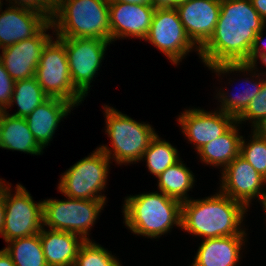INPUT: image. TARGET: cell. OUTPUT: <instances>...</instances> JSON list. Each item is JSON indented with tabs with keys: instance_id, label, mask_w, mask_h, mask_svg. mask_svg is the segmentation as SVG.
<instances>
[{
	"instance_id": "1",
	"label": "cell",
	"mask_w": 266,
	"mask_h": 266,
	"mask_svg": "<svg viewBox=\"0 0 266 266\" xmlns=\"http://www.w3.org/2000/svg\"><path fill=\"white\" fill-rule=\"evenodd\" d=\"M265 24L251 0H221L214 33L199 49V57L207 67L225 63L250 64L254 39Z\"/></svg>"
},
{
	"instance_id": "2",
	"label": "cell",
	"mask_w": 266,
	"mask_h": 266,
	"mask_svg": "<svg viewBox=\"0 0 266 266\" xmlns=\"http://www.w3.org/2000/svg\"><path fill=\"white\" fill-rule=\"evenodd\" d=\"M247 211L241 202L219 190L205 199L182 202L180 228L203 239L247 235L245 228H241Z\"/></svg>"
},
{
	"instance_id": "3",
	"label": "cell",
	"mask_w": 266,
	"mask_h": 266,
	"mask_svg": "<svg viewBox=\"0 0 266 266\" xmlns=\"http://www.w3.org/2000/svg\"><path fill=\"white\" fill-rule=\"evenodd\" d=\"M156 192L125 197L122 208L124 223L138 236L156 239L168 233L174 225L181 227L182 203Z\"/></svg>"
},
{
	"instance_id": "4",
	"label": "cell",
	"mask_w": 266,
	"mask_h": 266,
	"mask_svg": "<svg viewBox=\"0 0 266 266\" xmlns=\"http://www.w3.org/2000/svg\"><path fill=\"white\" fill-rule=\"evenodd\" d=\"M50 22L57 37L97 38L111 42L108 0H57Z\"/></svg>"
},
{
	"instance_id": "5",
	"label": "cell",
	"mask_w": 266,
	"mask_h": 266,
	"mask_svg": "<svg viewBox=\"0 0 266 266\" xmlns=\"http://www.w3.org/2000/svg\"><path fill=\"white\" fill-rule=\"evenodd\" d=\"M105 109L106 134L111 138V148L98 147L109 159L120 165L141 161L144 151L156 132L150 124L137 122L113 107ZM112 149V150H111Z\"/></svg>"
},
{
	"instance_id": "6",
	"label": "cell",
	"mask_w": 266,
	"mask_h": 266,
	"mask_svg": "<svg viewBox=\"0 0 266 266\" xmlns=\"http://www.w3.org/2000/svg\"><path fill=\"white\" fill-rule=\"evenodd\" d=\"M110 161L102 150L96 148L91 155L62 173L58 190L69 198L106 200L101 191L106 188Z\"/></svg>"
},
{
	"instance_id": "7",
	"label": "cell",
	"mask_w": 266,
	"mask_h": 266,
	"mask_svg": "<svg viewBox=\"0 0 266 266\" xmlns=\"http://www.w3.org/2000/svg\"><path fill=\"white\" fill-rule=\"evenodd\" d=\"M67 200H43V226L81 236L85 241L106 200H83L66 197ZM91 227V228H90Z\"/></svg>"
},
{
	"instance_id": "8",
	"label": "cell",
	"mask_w": 266,
	"mask_h": 266,
	"mask_svg": "<svg viewBox=\"0 0 266 266\" xmlns=\"http://www.w3.org/2000/svg\"><path fill=\"white\" fill-rule=\"evenodd\" d=\"M43 48L35 77L49 98H59L75 106L85 99L72 84L64 43L56 36Z\"/></svg>"
},
{
	"instance_id": "9",
	"label": "cell",
	"mask_w": 266,
	"mask_h": 266,
	"mask_svg": "<svg viewBox=\"0 0 266 266\" xmlns=\"http://www.w3.org/2000/svg\"><path fill=\"white\" fill-rule=\"evenodd\" d=\"M11 184L5 188L4 227L1 237L5 242L28 237L43 227V201L34 202L31 194L21 184H17L15 194H11Z\"/></svg>"
},
{
	"instance_id": "10",
	"label": "cell",
	"mask_w": 266,
	"mask_h": 266,
	"mask_svg": "<svg viewBox=\"0 0 266 266\" xmlns=\"http://www.w3.org/2000/svg\"><path fill=\"white\" fill-rule=\"evenodd\" d=\"M58 38L65 46L72 84L85 98L111 42L97 38Z\"/></svg>"
},
{
	"instance_id": "11",
	"label": "cell",
	"mask_w": 266,
	"mask_h": 266,
	"mask_svg": "<svg viewBox=\"0 0 266 266\" xmlns=\"http://www.w3.org/2000/svg\"><path fill=\"white\" fill-rule=\"evenodd\" d=\"M144 40L153 44L176 65L194 49L199 55V48L187 36L175 8L156 7Z\"/></svg>"
},
{
	"instance_id": "12",
	"label": "cell",
	"mask_w": 266,
	"mask_h": 266,
	"mask_svg": "<svg viewBox=\"0 0 266 266\" xmlns=\"http://www.w3.org/2000/svg\"><path fill=\"white\" fill-rule=\"evenodd\" d=\"M222 171L220 191L231 199L241 202L247 209L250 201L266 196V178L241 155L235 157ZM265 190V191H264Z\"/></svg>"
},
{
	"instance_id": "13",
	"label": "cell",
	"mask_w": 266,
	"mask_h": 266,
	"mask_svg": "<svg viewBox=\"0 0 266 266\" xmlns=\"http://www.w3.org/2000/svg\"><path fill=\"white\" fill-rule=\"evenodd\" d=\"M182 132L198 151L205 144L226 133L236 118L221 110L208 112L204 109H188L178 117Z\"/></svg>"
},
{
	"instance_id": "14",
	"label": "cell",
	"mask_w": 266,
	"mask_h": 266,
	"mask_svg": "<svg viewBox=\"0 0 266 266\" xmlns=\"http://www.w3.org/2000/svg\"><path fill=\"white\" fill-rule=\"evenodd\" d=\"M50 28L53 29L51 22L36 36L2 49L0 60L14 81L35 76L43 48L53 37L46 34Z\"/></svg>"
},
{
	"instance_id": "15",
	"label": "cell",
	"mask_w": 266,
	"mask_h": 266,
	"mask_svg": "<svg viewBox=\"0 0 266 266\" xmlns=\"http://www.w3.org/2000/svg\"><path fill=\"white\" fill-rule=\"evenodd\" d=\"M221 0H186L175 7L187 36L200 49L213 35Z\"/></svg>"
},
{
	"instance_id": "16",
	"label": "cell",
	"mask_w": 266,
	"mask_h": 266,
	"mask_svg": "<svg viewBox=\"0 0 266 266\" xmlns=\"http://www.w3.org/2000/svg\"><path fill=\"white\" fill-rule=\"evenodd\" d=\"M155 5L109 2L111 42L127 37L145 39L149 32Z\"/></svg>"
},
{
	"instance_id": "17",
	"label": "cell",
	"mask_w": 266,
	"mask_h": 266,
	"mask_svg": "<svg viewBox=\"0 0 266 266\" xmlns=\"http://www.w3.org/2000/svg\"><path fill=\"white\" fill-rule=\"evenodd\" d=\"M0 6V49L16 44L19 41L36 36L50 20L35 11L9 7L4 11Z\"/></svg>"
},
{
	"instance_id": "18",
	"label": "cell",
	"mask_w": 266,
	"mask_h": 266,
	"mask_svg": "<svg viewBox=\"0 0 266 266\" xmlns=\"http://www.w3.org/2000/svg\"><path fill=\"white\" fill-rule=\"evenodd\" d=\"M76 107L74 104L59 98H48L31 114L25 117L36 142L44 149L55 134L58 124Z\"/></svg>"
},
{
	"instance_id": "19",
	"label": "cell",
	"mask_w": 266,
	"mask_h": 266,
	"mask_svg": "<svg viewBox=\"0 0 266 266\" xmlns=\"http://www.w3.org/2000/svg\"><path fill=\"white\" fill-rule=\"evenodd\" d=\"M209 69H211L212 71L216 72V75L218 74L219 76L221 74H229L232 72L238 73V72H244L245 71L247 73H251L253 74L252 77L257 78L254 82V78L252 79V81H249L248 79L250 78H245V83H247V87L246 89L238 92L237 94L233 93L232 94H228V92L224 93L223 91L221 92L220 90L218 91V95L217 98L219 100L220 103V108L219 110L234 116L235 118H237L249 105V102L256 97V95L259 93V91L262 88L263 85V80L264 78H260V76L262 75L261 73H259L258 75L256 74V71L253 72V70L257 69L255 65H251L248 63H225V64H218L212 67H208ZM259 80V81H258ZM250 85V87H249ZM219 96V97H218Z\"/></svg>"
},
{
	"instance_id": "20",
	"label": "cell",
	"mask_w": 266,
	"mask_h": 266,
	"mask_svg": "<svg viewBox=\"0 0 266 266\" xmlns=\"http://www.w3.org/2000/svg\"><path fill=\"white\" fill-rule=\"evenodd\" d=\"M246 241V235L204 239L191 266H238L240 250Z\"/></svg>"
},
{
	"instance_id": "21",
	"label": "cell",
	"mask_w": 266,
	"mask_h": 266,
	"mask_svg": "<svg viewBox=\"0 0 266 266\" xmlns=\"http://www.w3.org/2000/svg\"><path fill=\"white\" fill-rule=\"evenodd\" d=\"M39 237L48 266H74L80 246L85 240L74 233L45 229Z\"/></svg>"
},
{
	"instance_id": "22",
	"label": "cell",
	"mask_w": 266,
	"mask_h": 266,
	"mask_svg": "<svg viewBox=\"0 0 266 266\" xmlns=\"http://www.w3.org/2000/svg\"><path fill=\"white\" fill-rule=\"evenodd\" d=\"M0 148L31 155H41L43 152L25 118L11 116L7 110L0 114Z\"/></svg>"
},
{
	"instance_id": "23",
	"label": "cell",
	"mask_w": 266,
	"mask_h": 266,
	"mask_svg": "<svg viewBox=\"0 0 266 266\" xmlns=\"http://www.w3.org/2000/svg\"><path fill=\"white\" fill-rule=\"evenodd\" d=\"M238 126L236 122L226 133L200 148L197 153L201 161L224 169L235 157L239 156L243 136L239 134Z\"/></svg>"
},
{
	"instance_id": "24",
	"label": "cell",
	"mask_w": 266,
	"mask_h": 266,
	"mask_svg": "<svg viewBox=\"0 0 266 266\" xmlns=\"http://www.w3.org/2000/svg\"><path fill=\"white\" fill-rule=\"evenodd\" d=\"M157 178L160 192L181 203L190 199L187 192L193 188L195 178L192 171L183 164L181 159L169 166Z\"/></svg>"
},
{
	"instance_id": "25",
	"label": "cell",
	"mask_w": 266,
	"mask_h": 266,
	"mask_svg": "<svg viewBox=\"0 0 266 266\" xmlns=\"http://www.w3.org/2000/svg\"><path fill=\"white\" fill-rule=\"evenodd\" d=\"M49 97L44 93L36 77L15 81L10 108L17 105L18 111L11 116L25 118Z\"/></svg>"
},
{
	"instance_id": "26",
	"label": "cell",
	"mask_w": 266,
	"mask_h": 266,
	"mask_svg": "<svg viewBox=\"0 0 266 266\" xmlns=\"http://www.w3.org/2000/svg\"><path fill=\"white\" fill-rule=\"evenodd\" d=\"M7 244L4 250L15 266H48L39 233L11 240Z\"/></svg>"
},
{
	"instance_id": "27",
	"label": "cell",
	"mask_w": 266,
	"mask_h": 266,
	"mask_svg": "<svg viewBox=\"0 0 266 266\" xmlns=\"http://www.w3.org/2000/svg\"><path fill=\"white\" fill-rule=\"evenodd\" d=\"M141 160H145L150 173L158 177L169 166L178 162L180 158L176 147L162 140L156 134L144 151Z\"/></svg>"
},
{
	"instance_id": "28",
	"label": "cell",
	"mask_w": 266,
	"mask_h": 266,
	"mask_svg": "<svg viewBox=\"0 0 266 266\" xmlns=\"http://www.w3.org/2000/svg\"><path fill=\"white\" fill-rule=\"evenodd\" d=\"M252 133L248 143L242 137L240 155L266 178V132L253 129Z\"/></svg>"
},
{
	"instance_id": "29",
	"label": "cell",
	"mask_w": 266,
	"mask_h": 266,
	"mask_svg": "<svg viewBox=\"0 0 266 266\" xmlns=\"http://www.w3.org/2000/svg\"><path fill=\"white\" fill-rule=\"evenodd\" d=\"M74 266H121V263L100 244L86 240L80 246Z\"/></svg>"
},
{
	"instance_id": "30",
	"label": "cell",
	"mask_w": 266,
	"mask_h": 266,
	"mask_svg": "<svg viewBox=\"0 0 266 266\" xmlns=\"http://www.w3.org/2000/svg\"><path fill=\"white\" fill-rule=\"evenodd\" d=\"M266 75V72H264ZM250 120L253 129L266 128V78L264 77L263 85L259 93L253 98L247 108L236 118V122L241 124L242 121Z\"/></svg>"
},
{
	"instance_id": "31",
	"label": "cell",
	"mask_w": 266,
	"mask_h": 266,
	"mask_svg": "<svg viewBox=\"0 0 266 266\" xmlns=\"http://www.w3.org/2000/svg\"><path fill=\"white\" fill-rule=\"evenodd\" d=\"M9 3L13 7L25 8L43 14L51 20L56 9L57 0H9Z\"/></svg>"
},
{
	"instance_id": "32",
	"label": "cell",
	"mask_w": 266,
	"mask_h": 266,
	"mask_svg": "<svg viewBox=\"0 0 266 266\" xmlns=\"http://www.w3.org/2000/svg\"><path fill=\"white\" fill-rule=\"evenodd\" d=\"M15 81L6 71L2 61L0 60V110L8 109L14 91Z\"/></svg>"
},
{
	"instance_id": "33",
	"label": "cell",
	"mask_w": 266,
	"mask_h": 266,
	"mask_svg": "<svg viewBox=\"0 0 266 266\" xmlns=\"http://www.w3.org/2000/svg\"><path fill=\"white\" fill-rule=\"evenodd\" d=\"M263 31L262 29L260 32L257 33L251 51H250V64L257 66L256 62L259 58L262 64L266 67V41H263ZM261 41H263L261 43ZM265 42V43H264ZM261 43V44H260Z\"/></svg>"
},
{
	"instance_id": "34",
	"label": "cell",
	"mask_w": 266,
	"mask_h": 266,
	"mask_svg": "<svg viewBox=\"0 0 266 266\" xmlns=\"http://www.w3.org/2000/svg\"><path fill=\"white\" fill-rule=\"evenodd\" d=\"M0 178V235L4 227V216H5V205H4V195L5 188L9 185V183L5 184V180Z\"/></svg>"
},
{
	"instance_id": "35",
	"label": "cell",
	"mask_w": 266,
	"mask_h": 266,
	"mask_svg": "<svg viewBox=\"0 0 266 266\" xmlns=\"http://www.w3.org/2000/svg\"><path fill=\"white\" fill-rule=\"evenodd\" d=\"M251 2L260 17L266 22V0H251Z\"/></svg>"
},
{
	"instance_id": "36",
	"label": "cell",
	"mask_w": 266,
	"mask_h": 266,
	"mask_svg": "<svg viewBox=\"0 0 266 266\" xmlns=\"http://www.w3.org/2000/svg\"><path fill=\"white\" fill-rule=\"evenodd\" d=\"M186 0H155L156 7H166V8H175L180 3L185 2Z\"/></svg>"
},
{
	"instance_id": "37",
	"label": "cell",
	"mask_w": 266,
	"mask_h": 266,
	"mask_svg": "<svg viewBox=\"0 0 266 266\" xmlns=\"http://www.w3.org/2000/svg\"><path fill=\"white\" fill-rule=\"evenodd\" d=\"M109 2H123L128 4L155 5V0H108Z\"/></svg>"
},
{
	"instance_id": "38",
	"label": "cell",
	"mask_w": 266,
	"mask_h": 266,
	"mask_svg": "<svg viewBox=\"0 0 266 266\" xmlns=\"http://www.w3.org/2000/svg\"><path fill=\"white\" fill-rule=\"evenodd\" d=\"M0 266H15L11 257L4 249L0 250Z\"/></svg>"
},
{
	"instance_id": "39",
	"label": "cell",
	"mask_w": 266,
	"mask_h": 266,
	"mask_svg": "<svg viewBox=\"0 0 266 266\" xmlns=\"http://www.w3.org/2000/svg\"><path fill=\"white\" fill-rule=\"evenodd\" d=\"M262 203L261 205L263 206V210L265 211L266 214V196L260 201Z\"/></svg>"
}]
</instances>
